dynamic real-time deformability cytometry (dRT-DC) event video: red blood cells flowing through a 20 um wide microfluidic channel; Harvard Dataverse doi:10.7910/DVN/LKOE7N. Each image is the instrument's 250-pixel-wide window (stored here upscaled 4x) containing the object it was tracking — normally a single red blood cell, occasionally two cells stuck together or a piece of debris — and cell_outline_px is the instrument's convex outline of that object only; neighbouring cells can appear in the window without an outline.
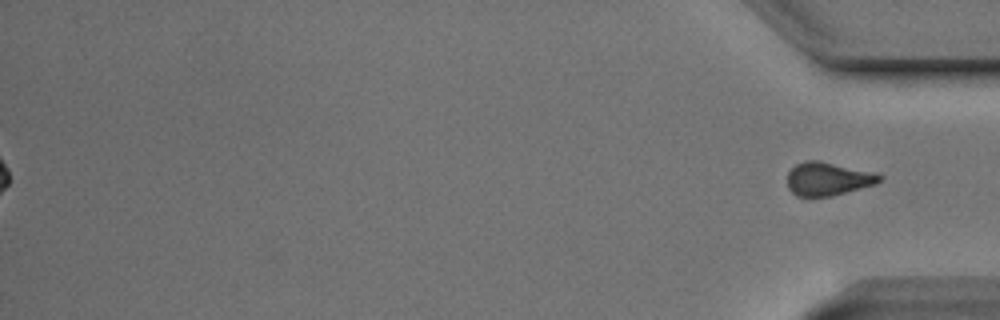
{"species": "Egyptian fruit bat (a non-hibernating species)", "species_latin": "Rousettus aegyptiacus", "temperature_condition": "cold", "stored_images_in_passage": 41, "segment_of_instrument_passage": [2, 2], "camera_frame_rate_fps": 3000, "um_per_image_px": 0.085, "animal": {"sex": "male"}, "frame": {"image": 1, "passage_image": 41, "time_ms": 13.333, "image_size_px": [1000, 320], "cell_outline_px": [[884, 180], [876, 184], [832, 196], [812, 200], [796, 196], [788, 188], [788, 172], [796, 164], [804, 160], [820, 160], [876, 172], [884, 176]], "centroid_in_image_um": [70.39, 15.23], "position_along_channel_um": 364.8, "area_um2": 18.73}}